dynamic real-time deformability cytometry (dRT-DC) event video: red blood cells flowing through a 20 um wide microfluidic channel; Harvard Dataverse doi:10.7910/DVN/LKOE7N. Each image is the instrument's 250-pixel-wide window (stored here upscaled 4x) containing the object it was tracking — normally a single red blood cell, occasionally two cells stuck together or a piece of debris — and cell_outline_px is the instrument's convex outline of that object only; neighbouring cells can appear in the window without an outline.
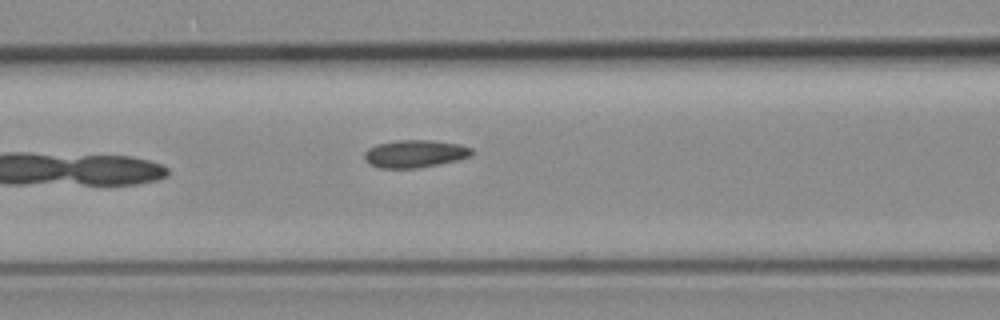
{"species": "common noctule bat (a hibernating species)", "species_latin": "Nyctalus noctula", "temperature_condition": "room temperature", "stored_images_in_passage": 6, "camera_frame_rate_fps": 3000, "um_per_image_px": 0.085, "animal": {"sex": "female", "body_mass_g": 19.3, "forearm_length_mm": 54.1}, "frame": {"image": 1, "passage_image": 6, "time_ms": 6.333, "image_size_px": [1000, 320], "cell_outline_px": [[472, 156], [456, 160], [416, 168], [380, 168], [368, 164], [364, 156], [364, 152], [368, 148], [376, 144], [400, 140], [428, 140], [460, 144], [472, 148]], "centroid_in_image_um": [35.24, 13.06], "position_along_channel_um": 131.4, "area_um2": 17.17}}